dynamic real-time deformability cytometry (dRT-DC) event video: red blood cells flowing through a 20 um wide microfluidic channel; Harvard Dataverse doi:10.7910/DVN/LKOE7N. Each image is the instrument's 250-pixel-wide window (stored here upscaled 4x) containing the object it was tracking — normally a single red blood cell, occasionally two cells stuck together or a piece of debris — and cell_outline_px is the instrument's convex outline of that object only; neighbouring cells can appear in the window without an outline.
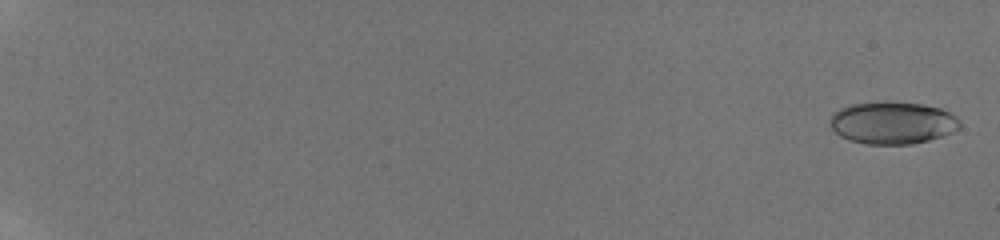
{"species": "human", "species_latin": "Homo sapiens", "temperature_condition": "room temperature", "stored_images_in_passage": 58, "camera_frame_rate_fps": 3000, "um_per_image_px": 0.085, "donor": {"sex": "male"}, "frame": {"image": 1, "passage_image": 2, "time_ms": 0.333, "image_size_px": [1000, 240], "cell_outline_px": [[960, 128], [944, 136], [912, 144], [868, 144], [848, 140], [840, 136], [828, 124], [828, 120], [832, 112], [840, 108], [852, 104], [876, 100], [884, 100], [924, 104], [940, 108], [956, 116], [960, 120]], "centroid_in_image_um": [75.83, 10.41], "position_along_channel_um": 9.2, "area_um2": 32.71}}
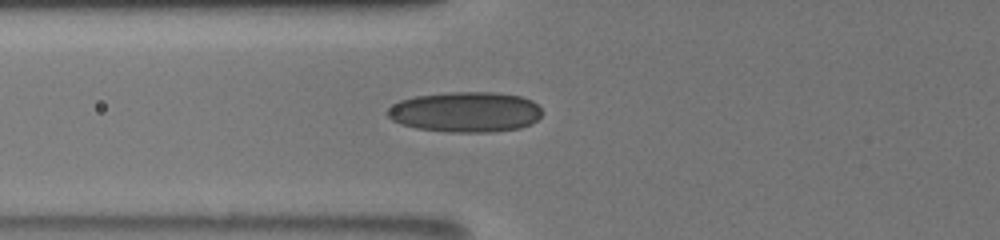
{"frame": {"image": 2, "passage_image": 27, "time_ms": 8.667, "image_size_px": [1000, 240], "cell_outline_px": [[540, 116], [532, 124], [520, 128], [492, 132], [452, 132], [416, 128], [400, 124], [392, 120], [384, 112], [392, 104], [400, 100], [416, 96], [448, 92], [496, 92], [520, 96], [532, 100], [540, 108]], "centroid_in_image_um": [39.54, 9.51], "position_along_channel_um": 86.3, "area_um2": 36.53}}
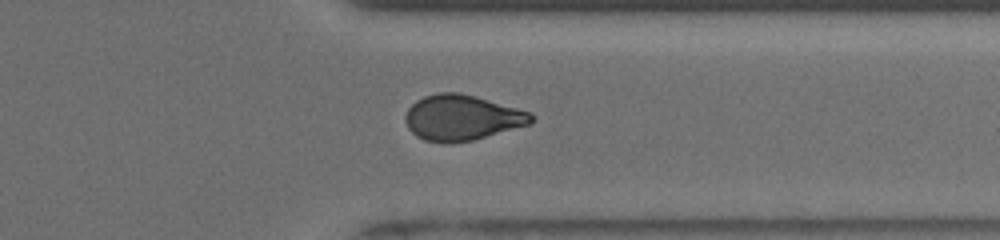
{"frame": {"image": 3, "passage_image": 49, "time_ms": 16.0, "image_size_px": [1000, 240], "cell_outline_px": [[536, 116], [532, 124], [472, 140], [448, 144], [444, 144], [424, 140], [416, 136], [408, 128], [404, 116], [408, 108], [416, 100], [424, 96], [436, 92], [460, 92], [532, 112]], "centroid_in_image_um": [39.27, 10.0], "position_along_channel_um": 372.1, "area_um2": 33.76}, "authors_computed_cell_mechanics": {"area_um2": 32.7437, "velocity_mm_per_s": 3.9044, "shape_relaxation_time_tau1_ms": null, "shape_relaxation_time_tau2_ms": 2.0766, "deformation_change_tau1": null, "deformation_change_tau2": 0.0754}}